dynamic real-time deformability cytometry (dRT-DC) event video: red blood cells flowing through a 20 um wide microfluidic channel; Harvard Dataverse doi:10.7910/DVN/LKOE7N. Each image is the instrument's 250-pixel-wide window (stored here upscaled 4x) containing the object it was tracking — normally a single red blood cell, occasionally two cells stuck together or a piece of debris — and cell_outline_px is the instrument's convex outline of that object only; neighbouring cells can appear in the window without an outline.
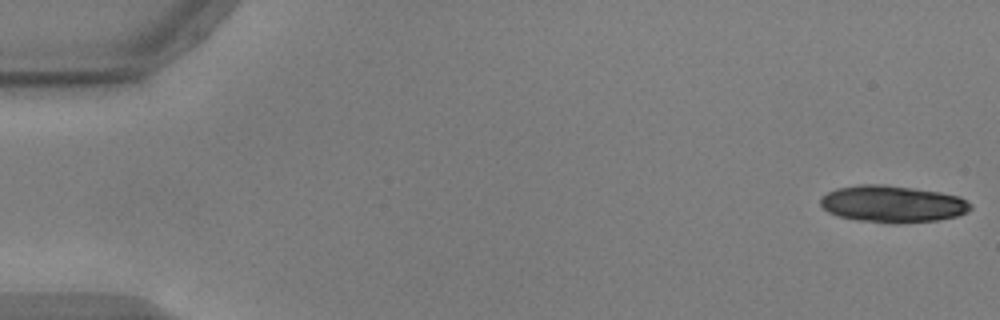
{"species": "common noctule bat (a hibernating species)", "species_latin": "Nyctalus noctula", "temperature_condition": "warm", "stored_images_in_passage": 21, "camera_frame_rate_fps": 3000, "um_per_image_px": 0.085, "animal": {"sex": "male", "body_mass_g": 17.9, "forearm_length_mm": 54.2}, "frame": {"image": 1, "passage_image": 1, "time_ms": 0.0, "image_size_px": [1000, 320], "cell_outline_px": [[972, 208], [968, 212], [956, 216], [936, 220], [896, 224], [892, 224], [856, 220], [836, 216], [828, 212], [820, 204], [820, 196], [836, 188], [856, 184], [884, 184], [940, 192], [960, 196], [972, 204]], "centroid_in_image_um": [75.84, 17.34], "position_along_channel_um": 9.2, "area_um2": 32.66}}